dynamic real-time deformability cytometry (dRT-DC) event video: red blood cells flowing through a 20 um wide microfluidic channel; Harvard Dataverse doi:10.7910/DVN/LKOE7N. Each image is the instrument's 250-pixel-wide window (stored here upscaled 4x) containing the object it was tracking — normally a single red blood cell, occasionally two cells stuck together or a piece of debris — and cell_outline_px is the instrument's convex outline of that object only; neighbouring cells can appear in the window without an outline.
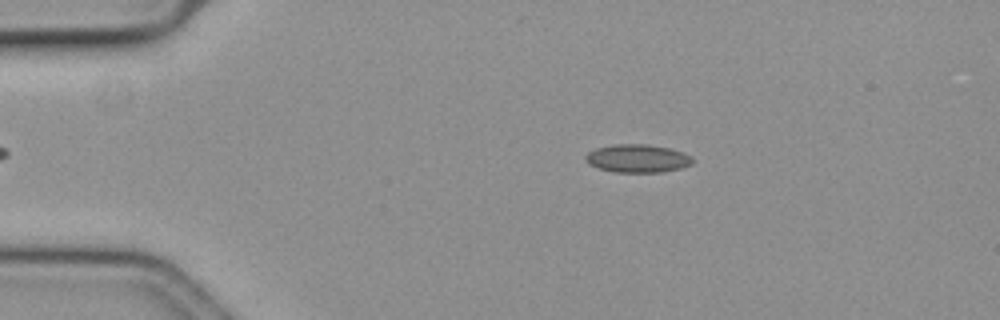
{"species": "common noctule bat (a hibernating species)", "species_latin": "Nyctalus noctula", "temperature_condition": "cold", "stored_images_in_passage": 43, "camera_frame_rate_fps": 3000, "um_per_image_px": 0.085, "animal": {"sex": "female", "body_mass_g": 19.3, "forearm_length_mm": 54.1}, "frame": {"image": 1, "passage_image": 5, "time_ms": 1.333, "image_size_px": [1000, 320], "cell_outline_px": [[692, 164], [680, 168], [664, 172], [616, 172], [600, 168], [588, 164], [584, 160], [584, 156], [588, 152], [596, 148], [612, 144], [648, 144], [668, 148], [684, 152], [692, 156]], "centroid_in_image_um": [54.18, 13.46], "position_along_channel_um": 30.8, "area_um2": 17.63}}
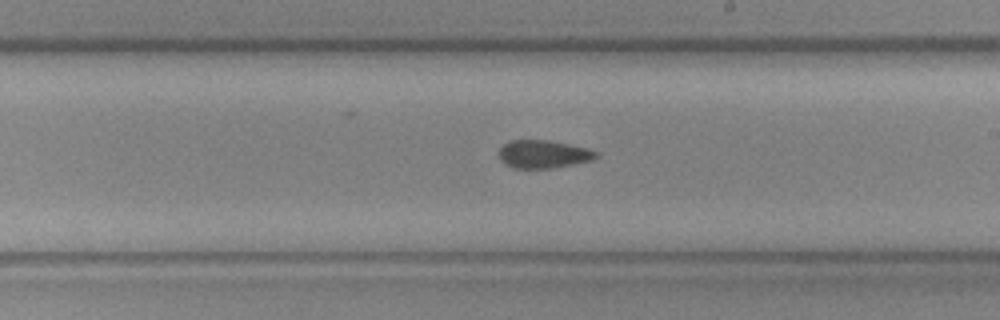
{"frame": {"image": 2, "passage_image": 27, "time_ms": 8.667, "image_size_px": [1000, 320], "cell_outline_px": [[600, 156], [592, 160], [552, 168], [512, 168], [504, 164], [500, 160], [500, 148], [508, 140], [548, 140], [588, 148], [600, 152]], "centroid_in_image_um": [46.2, 13.1], "position_along_channel_um": 242.8, "area_um2": 15.95}}
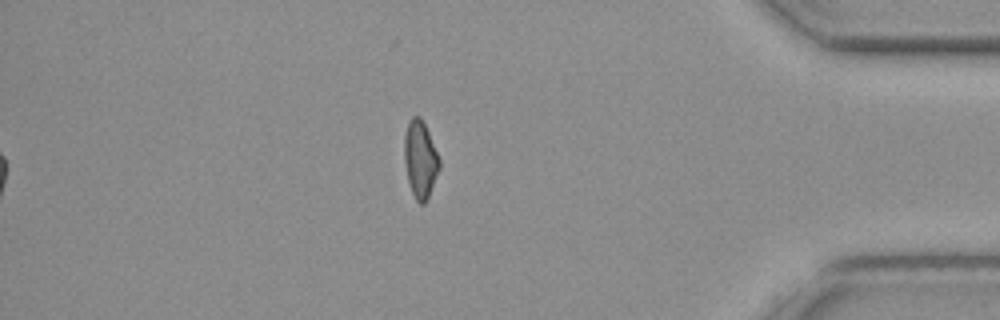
{"frame": {"image": 3, "passage_image": 43, "time_ms": 14.0, "image_size_px": [1000, 320], "cell_outline_px": [[440, 168], [428, 196], [424, 204], [420, 204], [416, 200], [412, 192], [408, 180], [404, 164], [404, 136], [408, 120], [412, 116], [420, 116], [428, 132], [440, 160]], "centroid_in_image_um": [35.7, 13.52], "position_along_channel_um": 399.5, "area_um2": 15.66}, "authors_computed_cell_mechanics": {"area_um2": 16.473, "velocity_mm_per_s": 3.6448, "shape_relaxation_time_tau1_ms": null, "shape_relaxation_time_tau2_ms": 4.1686, "deformation_change_tau1": null, "deformation_change_tau2": 0.0923}}